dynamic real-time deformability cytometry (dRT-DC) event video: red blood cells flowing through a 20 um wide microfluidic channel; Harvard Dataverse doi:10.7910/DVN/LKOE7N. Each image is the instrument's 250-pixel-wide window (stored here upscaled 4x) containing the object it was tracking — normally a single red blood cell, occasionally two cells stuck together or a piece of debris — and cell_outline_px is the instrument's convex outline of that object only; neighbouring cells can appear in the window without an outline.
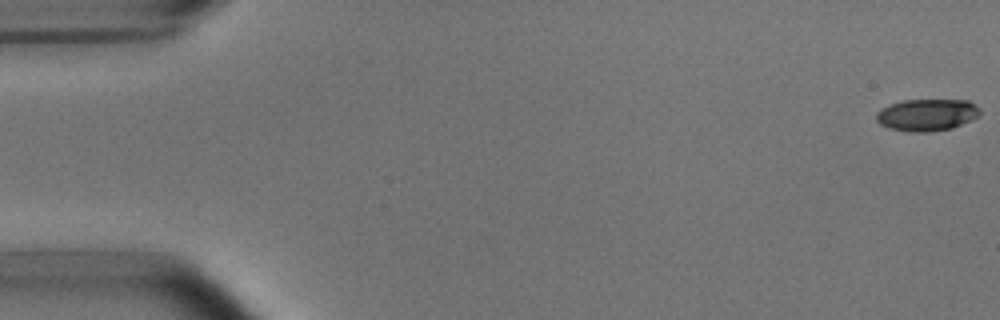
{"species": "common noctule bat (a hibernating species)", "species_latin": "Nyctalus noctula", "temperature_condition": "room temperature", "stored_images_in_passage": 7, "camera_frame_rate_fps": 3000, "um_per_image_px": 0.085, "animal": {"sex": "male", "body_mass_g": 15.6}, "frame": {"image": 1, "passage_image": 1, "time_ms": 0.0, "image_size_px": [1000, 320], "cell_outline_px": [[980, 116], [952, 128], [928, 132], [908, 132], [888, 128], [880, 124], [876, 120], [876, 112], [892, 104], [904, 100], [968, 100], [980, 108]], "centroid_in_image_um": [78.8, 9.77], "position_along_channel_um": 6.2, "area_um2": 19.31}}